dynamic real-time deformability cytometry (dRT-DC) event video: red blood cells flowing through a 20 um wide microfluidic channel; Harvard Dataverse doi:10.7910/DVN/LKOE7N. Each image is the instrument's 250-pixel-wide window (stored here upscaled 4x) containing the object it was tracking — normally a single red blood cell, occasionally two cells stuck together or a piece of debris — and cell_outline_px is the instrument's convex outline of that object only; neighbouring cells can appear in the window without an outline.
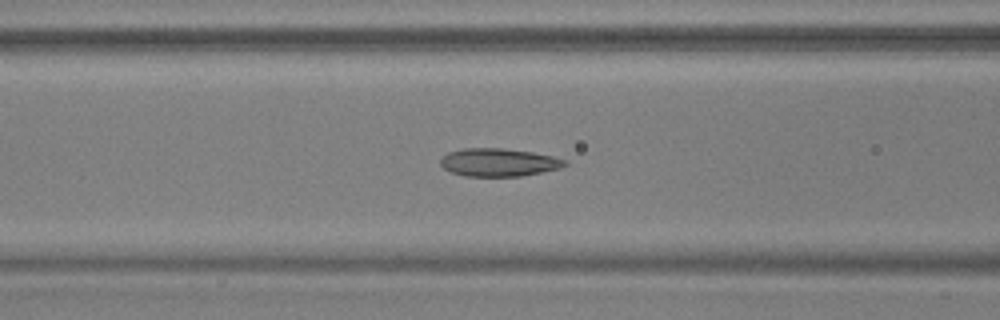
{"species": "common noctule bat (a hibernating species)", "species_latin": "Nyctalus noctula", "temperature_condition": "warm", "stored_images_in_passage": 55, "camera_frame_rate_fps": 3000, "um_per_image_px": 0.085, "animal": {"sex": "male", "body_mass_g": 17.9, "forearm_length_mm": 54.2}, "frame": {"image": 1, "passage_image": 23, "time_ms": 7.333, "image_size_px": [1000, 320], "cell_outline_px": [[568, 164], [560, 168], [520, 176], [464, 176], [452, 172], [444, 168], [440, 164], [440, 160], [448, 152], [460, 148], [504, 148], [532, 152], [552, 156], [568, 160]], "centroid_in_image_um": [42.39, 13.79], "position_along_channel_um": 124.2, "area_um2": 20.29}}
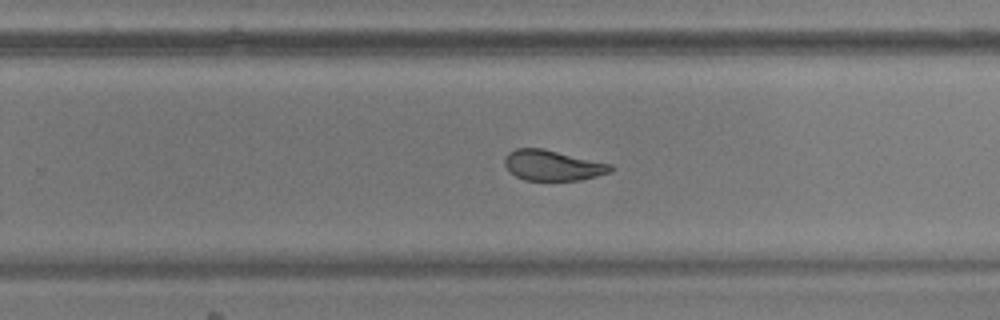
{"frame": {"image": 2, "passage_image": 36, "time_ms": 11.667, "image_size_px": [1000, 320], "cell_outline_px": [[616, 168], [612, 172], [580, 180], [524, 180], [508, 172], [504, 164], [504, 160], [508, 152], [516, 148], [544, 148], [612, 164]], "centroid_in_image_um": [46.98, 14.05], "position_along_channel_um": 282.8, "area_um2": 19.07}}
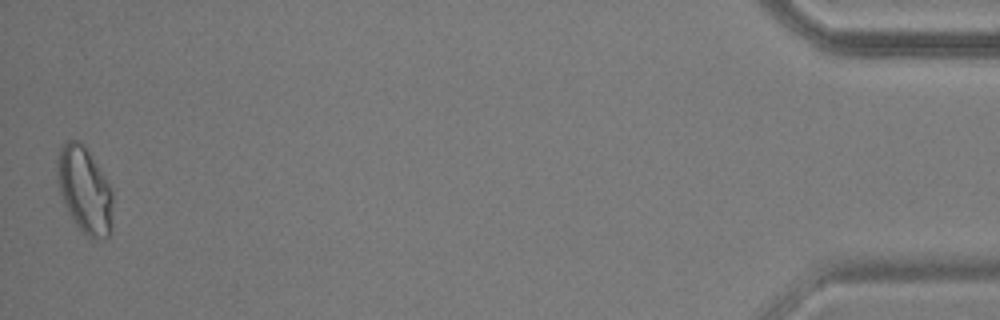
{"frame": {"image": 3, "passage_image": 55, "time_ms": 18.0, "image_size_px": [1000, 320], "cell_outline_px": [[112, 232], [104, 240], [88, 236], [76, 224], [68, 212], [64, 204], [56, 180], [56, 160], [60, 148], [68, 140], [80, 140], [84, 144], [104, 176], [112, 192]], "centroid_in_image_um": [7.18, 16.15], "position_along_channel_um": 428.0, "area_um2": 28.03}, "authors_computed_cell_mechanics": {"area_um2": 20.8658, "velocity_mm_per_s": 3.6683, "shape_relaxation_time_tau1_ms": null, "shape_relaxation_time_tau2_ms": 1.554, "deformation_change_tau1": null, "deformation_change_tau2": 0.0774}}